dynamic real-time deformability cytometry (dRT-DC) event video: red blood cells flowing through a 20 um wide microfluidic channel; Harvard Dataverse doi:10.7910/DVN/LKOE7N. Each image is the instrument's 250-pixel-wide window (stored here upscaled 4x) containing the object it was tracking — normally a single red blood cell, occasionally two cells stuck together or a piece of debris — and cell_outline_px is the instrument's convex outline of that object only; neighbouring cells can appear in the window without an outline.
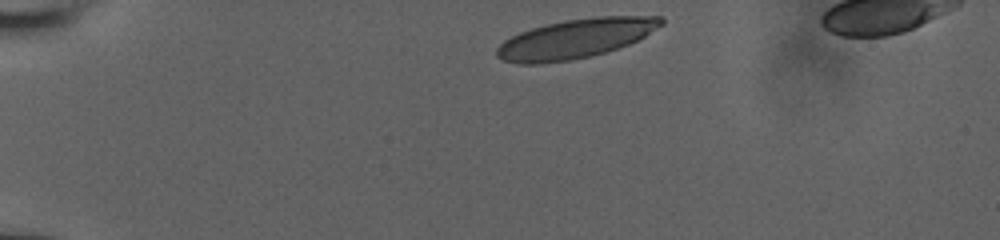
{"species": "human", "species_latin": "Homo sapiens", "temperature_condition": "room temperature", "stored_images_in_passage": 18, "camera_frame_rate_fps": 3000, "um_per_image_px": 0.085, "donor": {"sex": "male"}, "frame": {"image": 1, "passage_image": 1, "time_ms": 0.0, "image_size_px": [1000, 240], "cell_outline_px": [[664, 24], [644, 36], [628, 44], [604, 52], [572, 60], [540, 64], [520, 64], [504, 60], [496, 56], [496, 48], [504, 40], [520, 32], [532, 28], [564, 20], [596, 16], [664, 16]], "centroid_in_image_um": [48.91, 3.28], "position_along_channel_um": 36.1, "area_um2": 37.45}}
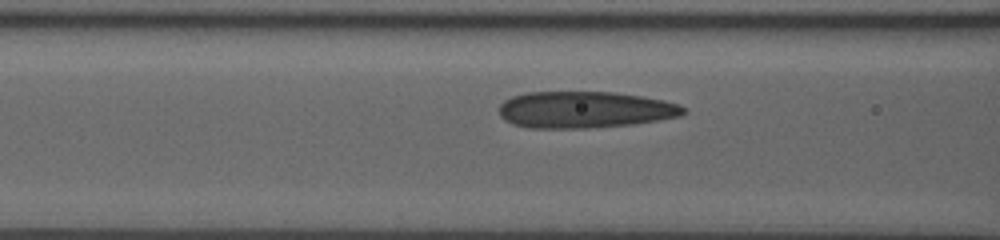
{"frame": {"image": 2, "passage_image": 12, "time_ms": 4.0, "image_size_px": [1000, 240], "cell_outline_px": [[684, 112], [680, 116], [632, 124], [584, 128], [528, 128], [512, 124], [504, 120], [500, 116], [500, 104], [504, 100], [512, 96], [524, 92], [616, 92], [664, 100], [680, 104], [684, 108]], "centroid_in_image_um": [49.66, 9.32], "position_along_channel_um": 116.9, "area_um2": 39.36}}
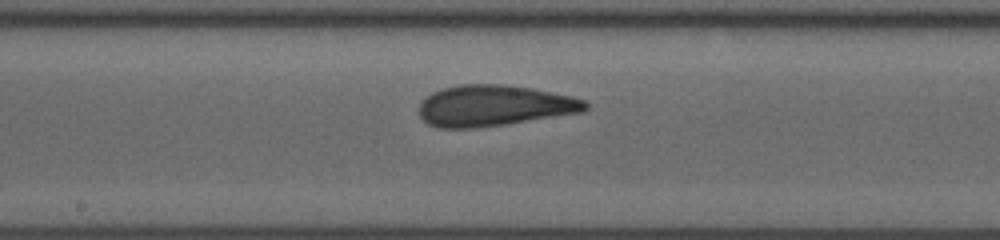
{"frame": {"image": 3, "passage_image": 18, "time_ms": 6.333, "image_size_px": [1000, 240], "cell_outline_px": [[588, 108], [584, 112], [508, 124], [472, 128], [436, 128], [428, 124], [420, 116], [420, 100], [432, 92], [444, 88], [460, 84], [504, 84], [532, 88], [572, 96], [584, 100], [588, 104]], "centroid_in_image_um": [42.0, 8.98], "position_along_channel_um": 206.2, "area_um2": 40.06}}